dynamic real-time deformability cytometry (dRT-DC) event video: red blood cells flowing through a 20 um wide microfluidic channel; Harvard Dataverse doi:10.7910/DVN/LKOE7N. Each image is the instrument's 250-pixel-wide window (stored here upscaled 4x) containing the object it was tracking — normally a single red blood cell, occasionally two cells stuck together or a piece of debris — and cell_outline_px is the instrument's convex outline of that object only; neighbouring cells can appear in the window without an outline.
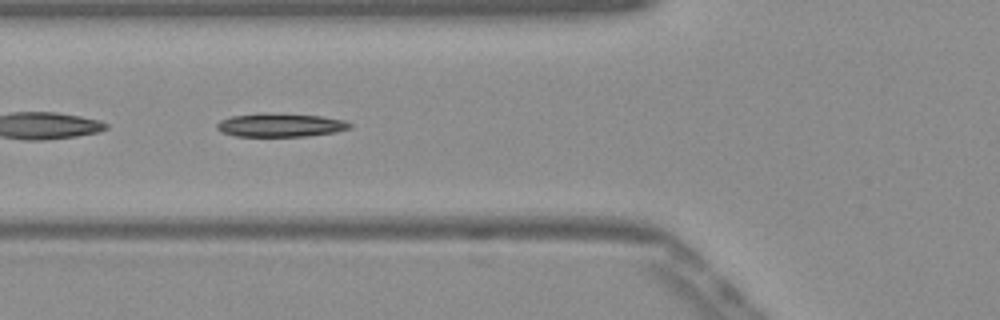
{"species": "Egyptian fruit bat (a non-hibernating species)", "species_latin": "Rousettus aegyptiacus", "temperature_condition": "warm", "stored_images_in_passage": 51, "segment_of_instrument_passage": [2, 2], "camera_frame_rate_fps": 3000, "um_per_image_px": 0.085, "frame": {"image": 1, "passage_image": 18, "time_ms": 5.667, "image_size_px": [1000, 320], "cell_outline_px": [[352, 128], [336, 132], [308, 136], [236, 136], [220, 132], [216, 128], [216, 124], [220, 120], [232, 116], [320, 116], [344, 120], [352, 124]], "centroid_in_image_um": [23.88, 10.69], "position_along_channel_um": 101.9, "area_um2": 17.11}}
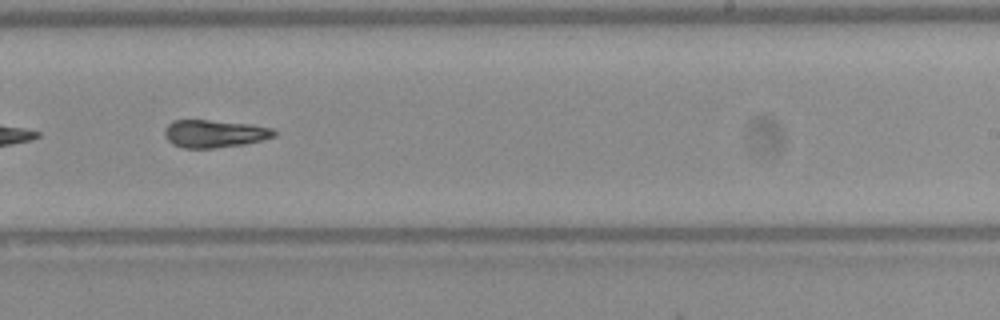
{"frame": {"image": 2, "passage_image": 31, "time_ms": 10.0, "image_size_px": [1000, 320], "cell_outline_px": [[276, 136], [264, 140], [244, 144], [212, 148], [184, 148], [172, 144], [164, 136], [164, 128], [172, 120], [208, 120], [252, 124], [272, 128], [276, 132]], "centroid_in_image_um": [18.22, 11.36], "position_along_channel_um": 270.8, "area_um2": 17.8}}
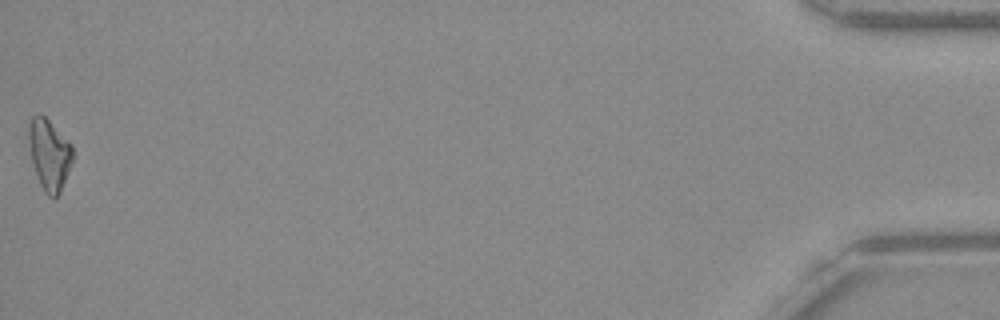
{"frame": {"image": 3, "passage_image": 51, "time_ms": 16.667, "image_size_px": [1000, 320], "cell_outline_px": [[72, 160], [60, 192], [56, 196], [48, 196], [44, 192], [40, 184], [32, 160], [28, 140], [28, 124], [32, 116], [36, 112], [40, 112], [72, 144]], "centroid_in_image_um": [4.16, 13.07], "position_along_channel_um": 431.0, "area_um2": 17.92}}